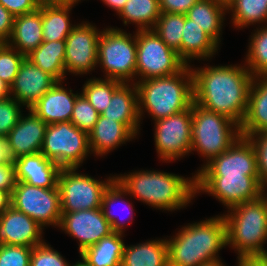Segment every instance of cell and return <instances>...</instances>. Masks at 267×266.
<instances>
[{
  "label": "cell",
  "instance_id": "cell-28",
  "mask_svg": "<svg viewBox=\"0 0 267 266\" xmlns=\"http://www.w3.org/2000/svg\"><path fill=\"white\" fill-rule=\"evenodd\" d=\"M121 266H169L166 239L125 245Z\"/></svg>",
  "mask_w": 267,
  "mask_h": 266
},
{
  "label": "cell",
  "instance_id": "cell-14",
  "mask_svg": "<svg viewBox=\"0 0 267 266\" xmlns=\"http://www.w3.org/2000/svg\"><path fill=\"white\" fill-rule=\"evenodd\" d=\"M89 22L77 24L65 40V72L83 75L98 65L99 29Z\"/></svg>",
  "mask_w": 267,
  "mask_h": 266
},
{
  "label": "cell",
  "instance_id": "cell-38",
  "mask_svg": "<svg viewBox=\"0 0 267 266\" xmlns=\"http://www.w3.org/2000/svg\"><path fill=\"white\" fill-rule=\"evenodd\" d=\"M25 58L7 43H0V79L11 86Z\"/></svg>",
  "mask_w": 267,
  "mask_h": 266
},
{
  "label": "cell",
  "instance_id": "cell-7",
  "mask_svg": "<svg viewBox=\"0 0 267 266\" xmlns=\"http://www.w3.org/2000/svg\"><path fill=\"white\" fill-rule=\"evenodd\" d=\"M131 35L117 27L105 28L100 33L97 54L104 78L121 83L136 80V33Z\"/></svg>",
  "mask_w": 267,
  "mask_h": 266
},
{
  "label": "cell",
  "instance_id": "cell-11",
  "mask_svg": "<svg viewBox=\"0 0 267 266\" xmlns=\"http://www.w3.org/2000/svg\"><path fill=\"white\" fill-rule=\"evenodd\" d=\"M11 206L35 220L41 227H59L62 212L58 186L41 188L17 181L11 193Z\"/></svg>",
  "mask_w": 267,
  "mask_h": 266
},
{
  "label": "cell",
  "instance_id": "cell-12",
  "mask_svg": "<svg viewBox=\"0 0 267 266\" xmlns=\"http://www.w3.org/2000/svg\"><path fill=\"white\" fill-rule=\"evenodd\" d=\"M154 142L158 157L175 161L191 153L192 104L180 113L155 121Z\"/></svg>",
  "mask_w": 267,
  "mask_h": 266
},
{
  "label": "cell",
  "instance_id": "cell-58",
  "mask_svg": "<svg viewBox=\"0 0 267 266\" xmlns=\"http://www.w3.org/2000/svg\"><path fill=\"white\" fill-rule=\"evenodd\" d=\"M71 266H88V265L83 261H77L75 264H73Z\"/></svg>",
  "mask_w": 267,
  "mask_h": 266
},
{
  "label": "cell",
  "instance_id": "cell-5",
  "mask_svg": "<svg viewBox=\"0 0 267 266\" xmlns=\"http://www.w3.org/2000/svg\"><path fill=\"white\" fill-rule=\"evenodd\" d=\"M223 214L227 246L235 249L237 258L267 259V205L258 199L243 202Z\"/></svg>",
  "mask_w": 267,
  "mask_h": 266
},
{
  "label": "cell",
  "instance_id": "cell-29",
  "mask_svg": "<svg viewBox=\"0 0 267 266\" xmlns=\"http://www.w3.org/2000/svg\"><path fill=\"white\" fill-rule=\"evenodd\" d=\"M26 58L58 82L66 79L65 40L43 41Z\"/></svg>",
  "mask_w": 267,
  "mask_h": 266
},
{
  "label": "cell",
  "instance_id": "cell-6",
  "mask_svg": "<svg viewBox=\"0 0 267 266\" xmlns=\"http://www.w3.org/2000/svg\"><path fill=\"white\" fill-rule=\"evenodd\" d=\"M240 136L236 122L192 102L191 152L197 151L203 156L205 164L228 150Z\"/></svg>",
  "mask_w": 267,
  "mask_h": 266
},
{
  "label": "cell",
  "instance_id": "cell-13",
  "mask_svg": "<svg viewBox=\"0 0 267 266\" xmlns=\"http://www.w3.org/2000/svg\"><path fill=\"white\" fill-rule=\"evenodd\" d=\"M261 189L258 176H195V195L210 194L228 209L258 199Z\"/></svg>",
  "mask_w": 267,
  "mask_h": 266
},
{
  "label": "cell",
  "instance_id": "cell-8",
  "mask_svg": "<svg viewBox=\"0 0 267 266\" xmlns=\"http://www.w3.org/2000/svg\"><path fill=\"white\" fill-rule=\"evenodd\" d=\"M41 153L61 168H79L91 154L88 133L70 121L47 124Z\"/></svg>",
  "mask_w": 267,
  "mask_h": 266
},
{
  "label": "cell",
  "instance_id": "cell-33",
  "mask_svg": "<svg viewBox=\"0 0 267 266\" xmlns=\"http://www.w3.org/2000/svg\"><path fill=\"white\" fill-rule=\"evenodd\" d=\"M227 11L232 12L231 21L237 29L267 24V0H236Z\"/></svg>",
  "mask_w": 267,
  "mask_h": 266
},
{
  "label": "cell",
  "instance_id": "cell-4",
  "mask_svg": "<svg viewBox=\"0 0 267 266\" xmlns=\"http://www.w3.org/2000/svg\"><path fill=\"white\" fill-rule=\"evenodd\" d=\"M134 83L138 89L140 121L145 111L157 121L187 110L193 102L191 65L174 75Z\"/></svg>",
  "mask_w": 267,
  "mask_h": 266
},
{
  "label": "cell",
  "instance_id": "cell-36",
  "mask_svg": "<svg viewBox=\"0 0 267 266\" xmlns=\"http://www.w3.org/2000/svg\"><path fill=\"white\" fill-rule=\"evenodd\" d=\"M127 195H128V192L115 179L107 187L102 198L101 209L103 211L104 217L110 223L112 231L116 233H120V234H124V227L126 226V223L119 221V219L117 218L118 216L116 217V215L113 214L112 208L114 207L116 202H120L121 204L123 203V206L126 205V207L129 208V211H128L129 213L127 214L130 215V219L132 221L133 220L132 212L134 210L133 205L132 203L128 202V200H126L127 202L123 200L125 196Z\"/></svg>",
  "mask_w": 267,
  "mask_h": 266
},
{
  "label": "cell",
  "instance_id": "cell-15",
  "mask_svg": "<svg viewBox=\"0 0 267 266\" xmlns=\"http://www.w3.org/2000/svg\"><path fill=\"white\" fill-rule=\"evenodd\" d=\"M195 176H258L256 155L250 141L240 136L219 156L204 164Z\"/></svg>",
  "mask_w": 267,
  "mask_h": 266
},
{
  "label": "cell",
  "instance_id": "cell-50",
  "mask_svg": "<svg viewBox=\"0 0 267 266\" xmlns=\"http://www.w3.org/2000/svg\"><path fill=\"white\" fill-rule=\"evenodd\" d=\"M11 206V194L0 189V215Z\"/></svg>",
  "mask_w": 267,
  "mask_h": 266
},
{
  "label": "cell",
  "instance_id": "cell-41",
  "mask_svg": "<svg viewBox=\"0 0 267 266\" xmlns=\"http://www.w3.org/2000/svg\"><path fill=\"white\" fill-rule=\"evenodd\" d=\"M30 266H71L51 245L42 242L32 248Z\"/></svg>",
  "mask_w": 267,
  "mask_h": 266
},
{
  "label": "cell",
  "instance_id": "cell-46",
  "mask_svg": "<svg viewBox=\"0 0 267 266\" xmlns=\"http://www.w3.org/2000/svg\"><path fill=\"white\" fill-rule=\"evenodd\" d=\"M16 184L17 178L14 163L0 164V189L11 194Z\"/></svg>",
  "mask_w": 267,
  "mask_h": 266
},
{
  "label": "cell",
  "instance_id": "cell-39",
  "mask_svg": "<svg viewBox=\"0 0 267 266\" xmlns=\"http://www.w3.org/2000/svg\"><path fill=\"white\" fill-rule=\"evenodd\" d=\"M98 117L97 110L82 93H79L73 107L70 122L80 130L89 133L94 128Z\"/></svg>",
  "mask_w": 267,
  "mask_h": 266
},
{
  "label": "cell",
  "instance_id": "cell-30",
  "mask_svg": "<svg viewBox=\"0 0 267 266\" xmlns=\"http://www.w3.org/2000/svg\"><path fill=\"white\" fill-rule=\"evenodd\" d=\"M227 9L211 0H199L185 14L201 27L218 45Z\"/></svg>",
  "mask_w": 267,
  "mask_h": 266
},
{
  "label": "cell",
  "instance_id": "cell-51",
  "mask_svg": "<svg viewBox=\"0 0 267 266\" xmlns=\"http://www.w3.org/2000/svg\"><path fill=\"white\" fill-rule=\"evenodd\" d=\"M105 5L110 7L111 9H114L116 13L118 14L122 8L125 6L127 0H101Z\"/></svg>",
  "mask_w": 267,
  "mask_h": 266
},
{
  "label": "cell",
  "instance_id": "cell-20",
  "mask_svg": "<svg viewBox=\"0 0 267 266\" xmlns=\"http://www.w3.org/2000/svg\"><path fill=\"white\" fill-rule=\"evenodd\" d=\"M17 181L41 188H56L61 167L47 159L41 152L16 158Z\"/></svg>",
  "mask_w": 267,
  "mask_h": 266
},
{
  "label": "cell",
  "instance_id": "cell-43",
  "mask_svg": "<svg viewBox=\"0 0 267 266\" xmlns=\"http://www.w3.org/2000/svg\"><path fill=\"white\" fill-rule=\"evenodd\" d=\"M253 146L256 155L258 180L263 186L267 183V138L258 133H250L246 136Z\"/></svg>",
  "mask_w": 267,
  "mask_h": 266
},
{
  "label": "cell",
  "instance_id": "cell-21",
  "mask_svg": "<svg viewBox=\"0 0 267 266\" xmlns=\"http://www.w3.org/2000/svg\"><path fill=\"white\" fill-rule=\"evenodd\" d=\"M57 82L31 108L46 124L68 122L71 119L73 107L78 93H72Z\"/></svg>",
  "mask_w": 267,
  "mask_h": 266
},
{
  "label": "cell",
  "instance_id": "cell-3",
  "mask_svg": "<svg viewBox=\"0 0 267 266\" xmlns=\"http://www.w3.org/2000/svg\"><path fill=\"white\" fill-rule=\"evenodd\" d=\"M169 266H200L219 258L227 246L223 215L187 224L174 237L166 238Z\"/></svg>",
  "mask_w": 267,
  "mask_h": 266
},
{
  "label": "cell",
  "instance_id": "cell-57",
  "mask_svg": "<svg viewBox=\"0 0 267 266\" xmlns=\"http://www.w3.org/2000/svg\"><path fill=\"white\" fill-rule=\"evenodd\" d=\"M261 137L267 138V126L262 127L258 132H257Z\"/></svg>",
  "mask_w": 267,
  "mask_h": 266
},
{
  "label": "cell",
  "instance_id": "cell-49",
  "mask_svg": "<svg viewBox=\"0 0 267 266\" xmlns=\"http://www.w3.org/2000/svg\"><path fill=\"white\" fill-rule=\"evenodd\" d=\"M237 266H267V259L238 258Z\"/></svg>",
  "mask_w": 267,
  "mask_h": 266
},
{
  "label": "cell",
  "instance_id": "cell-17",
  "mask_svg": "<svg viewBox=\"0 0 267 266\" xmlns=\"http://www.w3.org/2000/svg\"><path fill=\"white\" fill-rule=\"evenodd\" d=\"M57 82L53 76L25 58L10 86V96L29 110Z\"/></svg>",
  "mask_w": 267,
  "mask_h": 266
},
{
  "label": "cell",
  "instance_id": "cell-45",
  "mask_svg": "<svg viewBox=\"0 0 267 266\" xmlns=\"http://www.w3.org/2000/svg\"><path fill=\"white\" fill-rule=\"evenodd\" d=\"M199 0H159L161 13L186 14Z\"/></svg>",
  "mask_w": 267,
  "mask_h": 266
},
{
  "label": "cell",
  "instance_id": "cell-27",
  "mask_svg": "<svg viewBox=\"0 0 267 266\" xmlns=\"http://www.w3.org/2000/svg\"><path fill=\"white\" fill-rule=\"evenodd\" d=\"M123 234L113 232L80 253L88 266H121L125 243Z\"/></svg>",
  "mask_w": 267,
  "mask_h": 266
},
{
  "label": "cell",
  "instance_id": "cell-56",
  "mask_svg": "<svg viewBox=\"0 0 267 266\" xmlns=\"http://www.w3.org/2000/svg\"><path fill=\"white\" fill-rule=\"evenodd\" d=\"M266 189H267V183L264 184V185L262 186V189H261V196H262V198L265 200L266 205H267V193H266V191H265Z\"/></svg>",
  "mask_w": 267,
  "mask_h": 266
},
{
  "label": "cell",
  "instance_id": "cell-24",
  "mask_svg": "<svg viewBox=\"0 0 267 266\" xmlns=\"http://www.w3.org/2000/svg\"><path fill=\"white\" fill-rule=\"evenodd\" d=\"M43 42L42 4L33 12L14 17L12 34L7 44L24 56Z\"/></svg>",
  "mask_w": 267,
  "mask_h": 266
},
{
  "label": "cell",
  "instance_id": "cell-54",
  "mask_svg": "<svg viewBox=\"0 0 267 266\" xmlns=\"http://www.w3.org/2000/svg\"><path fill=\"white\" fill-rule=\"evenodd\" d=\"M214 3H217L221 6H223L224 8H226L227 10L229 9V7L236 1V0H211Z\"/></svg>",
  "mask_w": 267,
  "mask_h": 266
},
{
  "label": "cell",
  "instance_id": "cell-35",
  "mask_svg": "<svg viewBox=\"0 0 267 266\" xmlns=\"http://www.w3.org/2000/svg\"><path fill=\"white\" fill-rule=\"evenodd\" d=\"M251 34L245 66L253 76L267 75V25L256 28Z\"/></svg>",
  "mask_w": 267,
  "mask_h": 266
},
{
  "label": "cell",
  "instance_id": "cell-16",
  "mask_svg": "<svg viewBox=\"0 0 267 266\" xmlns=\"http://www.w3.org/2000/svg\"><path fill=\"white\" fill-rule=\"evenodd\" d=\"M59 228L79 241V254L113 233L101 208L62 213Z\"/></svg>",
  "mask_w": 267,
  "mask_h": 266
},
{
  "label": "cell",
  "instance_id": "cell-32",
  "mask_svg": "<svg viewBox=\"0 0 267 266\" xmlns=\"http://www.w3.org/2000/svg\"><path fill=\"white\" fill-rule=\"evenodd\" d=\"M159 0H127L117 14L124 25L134 23L137 30L153 29L160 17Z\"/></svg>",
  "mask_w": 267,
  "mask_h": 266
},
{
  "label": "cell",
  "instance_id": "cell-19",
  "mask_svg": "<svg viewBox=\"0 0 267 266\" xmlns=\"http://www.w3.org/2000/svg\"><path fill=\"white\" fill-rule=\"evenodd\" d=\"M27 116L20 117L18 123L10 130V141L16 158L41 152L47 124L29 109Z\"/></svg>",
  "mask_w": 267,
  "mask_h": 266
},
{
  "label": "cell",
  "instance_id": "cell-26",
  "mask_svg": "<svg viewBox=\"0 0 267 266\" xmlns=\"http://www.w3.org/2000/svg\"><path fill=\"white\" fill-rule=\"evenodd\" d=\"M219 45L194 21L184 14L181 40V60L189 65L191 60H209L218 51ZM189 61V62H188Z\"/></svg>",
  "mask_w": 267,
  "mask_h": 266
},
{
  "label": "cell",
  "instance_id": "cell-47",
  "mask_svg": "<svg viewBox=\"0 0 267 266\" xmlns=\"http://www.w3.org/2000/svg\"><path fill=\"white\" fill-rule=\"evenodd\" d=\"M14 16L0 4V43H7L11 37Z\"/></svg>",
  "mask_w": 267,
  "mask_h": 266
},
{
  "label": "cell",
  "instance_id": "cell-25",
  "mask_svg": "<svg viewBox=\"0 0 267 266\" xmlns=\"http://www.w3.org/2000/svg\"><path fill=\"white\" fill-rule=\"evenodd\" d=\"M267 126V75H257L249 90L247 112L240 125V134L246 137Z\"/></svg>",
  "mask_w": 267,
  "mask_h": 266
},
{
  "label": "cell",
  "instance_id": "cell-1",
  "mask_svg": "<svg viewBox=\"0 0 267 266\" xmlns=\"http://www.w3.org/2000/svg\"><path fill=\"white\" fill-rule=\"evenodd\" d=\"M193 101L201 107L224 115L239 126L248 106L253 75L245 66H204L191 68Z\"/></svg>",
  "mask_w": 267,
  "mask_h": 266
},
{
  "label": "cell",
  "instance_id": "cell-2",
  "mask_svg": "<svg viewBox=\"0 0 267 266\" xmlns=\"http://www.w3.org/2000/svg\"><path fill=\"white\" fill-rule=\"evenodd\" d=\"M115 179L131 198L163 211L180 210L195 197V175L190 179L164 171L141 170L116 175Z\"/></svg>",
  "mask_w": 267,
  "mask_h": 266
},
{
  "label": "cell",
  "instance_id": "cell-9",
  "mask_svg": "<svg viewBox=\"0 0 267 266\" xmlns=\"http://www.w3.org/2000/svg\"><path fill=\"white\" fill-rule=\"evenodd\" d=\"M135 32L137 82L174 75L186 66L178 53L168 47L153 29Z\"/></svg>",
  "mask_w": 267,
  "mask_h": 266
},
{
  "label": "cell",
  "instance_id": "cell-48",
  "mask_svg": "<svg viewBox=\"0 0 267 266\" xmlns=\"http://www.w3.org/2000/svg\"><path fill=\"white\" fill-rule=\"evenodd\" d=\"M14 163V153L10 141L0 136V164Z\"/></svg>",
  "mask_w": 267,
  "mask_h": 266
},
{
  "label": "cell",
  "instance_id": "cell-34",
  "mask_svg": "<svg viewBox=\"0 0 267 266\" xmlns=\"http://www.w3.org/2000/svg\"><path fill=\"white\" fill-rule=\"evenodd\" d=\"M184 28V14L161 13L154 32L171 49L175 50L181 59V40Z\"/></svg>",
  "mask_w": 267,
  "mask_h": 266
},
{
  "label": "cell",
  "instance_id": "cell-44",
  "mask_svg": "<svg viewBox=\"0 0 267 266\" xmlns=\"http://www.w3.org/2000/svg\"><path fill=\"white\" fill-rule=\"evenodd\" d=\"M14 17L35 11L40 7L38 0H0Z\"/></svg>",
  "mask_w": 267,
  "mask_h": 266
},
{
  "label": "cell",
  "instance_id": "cell-37",
  "mask_svg": "<svg viewBox=\"0 0 267 266\" xmlns=\"http://www.w3.org/2000/svg\"><path fill=\"white\" fill-rule=\"evenodd\" d=\"M121 84L122 83L117 80L93 77L85 82L81 93L87 98L97 112L101 114L108 107L113 92Z\"/></svg>",
  "mask_w": 267,
  "mask_h": 266
},
{
  "label": "cell",
  "instance_id": "cell-23",
  "mask_svg": "<svg viewBox=\"0 0 267 266\" xmlns=\"http://www.w3.org/2000/svg\"><path fill=\"white\" fill-rule=\"evenodd\" d=\"M88 137L90 152L94 153V156L102 157L136 136L123 123L99 114Z\"/></svg>",
  "mask_w": 267,
  "mask_h": 266
},
{
  "label": "cell",
  "instance_id": "cell-31",
  "mask_svg": "<svg viewBox=\"0 0 267 266\" xmlns=\"http://www.w3.org/2000/svg\"><path fill=\"white\" fill-rule=\"evenodd\" d=\"M75 4H42L43 41L66 40L76 26L70 23V11Z\"/></svg>",
  "mask_w": 267,
  "mask_h": 266
},
{
  "label": "cell",
  "instance_id": "cell-18",
  "mask_svg": "<svg viewBox=\"0 0 267 266\" xmlns=\"http://www.w3.org/2000/svg\"><path fill=\"white\" fill-rule=\"evenodd\" d=\"M43 230L35 220L12 206L0 215V244L33 248L44 242Z\"/></svg>",
  "mask_w": 267,
  "mask_h": 266
},
{
  "label": "cell",
  "instance_id": "cell-53",
  "mask_svg": "<svg viewBox=\"0 0 267 266\" xmlns=\"http://www.w3.org/2000/svg\"><path fill=\"white\" fill-rule=\"evenodd\" d=\"M10 96V86L0 79V100Z\"/></svg>",
  "mask_w": 267,
  "mask_h": 266
},
{
  "label": "cell",
  "instance_id": "cell-40",
  "mask_svg": "<svg viewBox=\"0 0 267 266\" xmlns=\"http://www.w3.org/2000/svg\"><path fill=\"white\" fill-rule=\"evenodd\" d=\"M22 105L9 96L0 100V136L7 137L22 116Z\"/></svg>",
  "mask_w": 267,
  "mask_h": 266
},
{
  "label": "cell",
  "instance_id": "cell-55",
  "mask_svg": "<svg viewBox=\"0 0 267 266\" xmlns=\"http://www.w3.org/2000/svg\"><path fill=\"white\" fill-rule=\"evenodd\" d=\"M200 266H226L224 263H222V260L218 259L212 262L204 263Z\"/></svg>",
  "mask_w": 267,
  "mask_h": 266
},
{
  "label": "cell",
  "instance_id": "cell-10",
  "mask_svg": "<svg viewBox=\"0 0 267 266\" xmlns=\"http://www.w3.org/2000/svg\"><path fill=\"white\" fill-rule=\"evenodd\" d=\"M78 168H62L58 177L61 212H76L101 208L102 198L107 187L115 180L109 176L99 181L88 174L78 173Z\"/></svg>",
  "mask_w": 267,
  "mask_h": 266
},
{
  "label": "cell",
  "instance_id": "cell-52",
  "mask_svg": "<svg viewBox=\"0 0 267 266\" xmlns=\"http://www.w3.org/2000/svg\"><path fill=\"white\" fill-rule=\"evenodd\" d=\"M40 4H78L81 0H38Z\"/></svg>",
  "mask_w": 267,
  "mask_h": 266
},
{
  "label": "cell",
  "instance_id": "cell-22",
  "mask_svg": "<svg viewBox=\"0 0 267 266\" xmlns=\"http://www.w3.org/2000/svg\"><path fill=\"white\" fill-rule=\"evenodd\" d=\"M130 84V85H129ZM102 116L123 123L135 136L140 129L138 89L133 82L122 83L114 92Z\"/></svg>",
  "mask_w": 267,
  "mask_h": 266
},
{
  "label": "cell",
  "instance_id": "cell-42",
  "mask_svg": "<svg viewBox=\"0 0 267 266\" xmlns=\"http://www.w3.org/2000/svg\"><path fill=\"white\" fill-rule=\"evenodd\" d=\"M32 247L0 244V266H30Z\"/></svg>",
  "mask_w": 267,
  "mask_h": 266
}]
</instances>
